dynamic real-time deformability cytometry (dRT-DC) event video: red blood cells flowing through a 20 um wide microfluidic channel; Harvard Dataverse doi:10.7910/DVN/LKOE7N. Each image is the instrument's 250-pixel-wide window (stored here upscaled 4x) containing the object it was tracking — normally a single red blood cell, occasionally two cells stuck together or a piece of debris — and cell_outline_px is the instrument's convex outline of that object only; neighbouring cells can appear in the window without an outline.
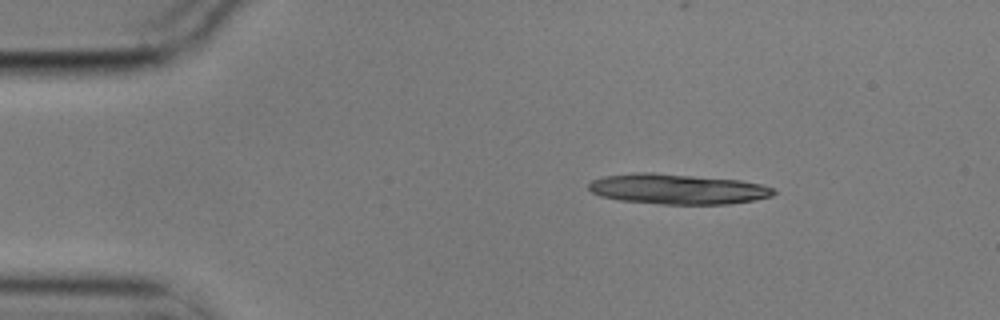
{"species": "common noctule bat (a hibernating species)", "species_latin": "Nyctalus noctula", "temperature_condition": "cold", "stored_images_in_passage": 18, "camera_frame_rate_fps": 3000, "um_per_image_px": 0.085, "animal": {"sex": "male", "body_mass_g": 17.9}, "frame": {"image": 1, "passage_image": 1, "time_ms": 0.0, "image_size_px": [1000, 320], "cell_outline_px": [[776, 192], [772, 196], [752, 200], [728, 204], [660, 204], [620, 200], [600, 196], [592, 192], [588, 188], [588, 184], [592, 180], [604, 176], [632, 172], [652, 172], [740, 180], [760, 184], [772, 188]], "centroid_in_image_um": [57.54, 16.06], "position_along_channel_um": 27.5, "area_um2": 32.6}}
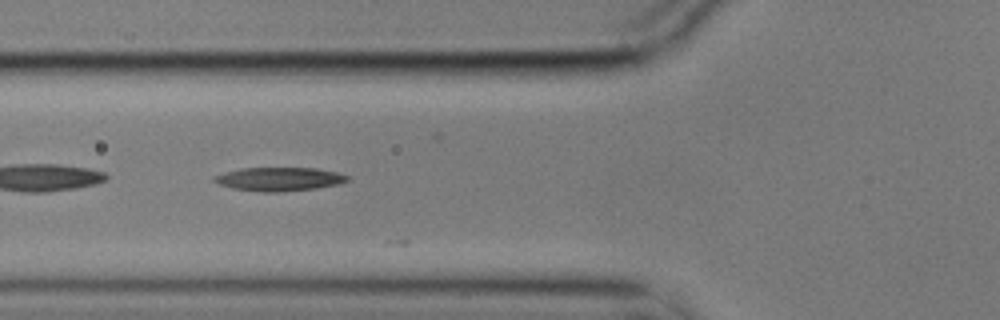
{"frame": {"image": 2, "passage_image": 13, "time_ms": 4.0, "image_size_px": [1000, 320], "cell_outline_px": [[348, 180], [340, 184], [316, 188], [280, 192], [260, 192], [232, 188], [220, 184], [212, 180], [216, 176], [224, 172], [240, 168], [316, 168], [336, 172], [348, 176]], "centroid_in_image_um": [23.73, 15.22], "position_along_channel_um": 102.1, "area_um2": 18.26}}
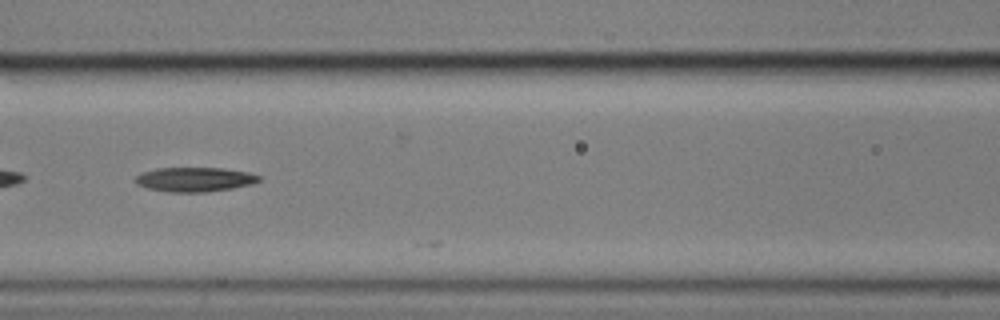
{"frame": {"image": 3, "passage_image": 17, "time_ms": 5.333, "image_size_px": [1000, 320], "cell_outline_px": [[260, 180], [252, 184], [232, 188], [204, 192], [168, 192], [148, 188], [136, 184], [132, 180], [140, 172], [156, 168], [224, 168], [248, 172], [260, 176]], "centroid_in_image_um": [16.5, 15.25], "position_along_channel_um": 150.1, "area_um2": 17.69}}